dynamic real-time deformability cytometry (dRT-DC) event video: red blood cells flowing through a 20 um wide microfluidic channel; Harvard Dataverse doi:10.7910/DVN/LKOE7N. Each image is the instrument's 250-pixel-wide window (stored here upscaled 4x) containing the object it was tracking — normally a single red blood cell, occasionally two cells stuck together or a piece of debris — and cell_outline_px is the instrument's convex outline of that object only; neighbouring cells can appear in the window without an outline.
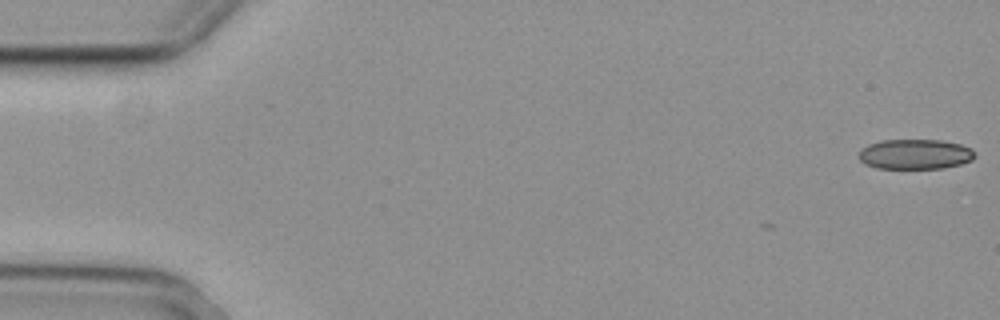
{"species": "common noctule bat (a hibernating species)", "species_latin": "Nyctalus noctula", "temperature_condition": "cold", "stored_images_in_passage": 10, "camera_frame_rate_fps": 3000, "um_per_image_px": 0.085, "animal": {"sex": "female", "body_mass_g": 29.2, "forearm_length_mm": 56.3}, "frame": {"image": 1, "passage_image": 1, "time_ms": 0.0, "image_size_px": [1000, 320], "cell_outline_px": [[976, 156], [972, 160], [960, 164], [944, 168], [876, 168], [864, 164], [860, 160], [860, 148], [868, 144], [880, 140], [940, 140], [960, 144], [972, 148]], "centroid_in_image_um": [77.78, 13.1], "position_along_channel_um": 7.2, "area_um2": 20.4}}